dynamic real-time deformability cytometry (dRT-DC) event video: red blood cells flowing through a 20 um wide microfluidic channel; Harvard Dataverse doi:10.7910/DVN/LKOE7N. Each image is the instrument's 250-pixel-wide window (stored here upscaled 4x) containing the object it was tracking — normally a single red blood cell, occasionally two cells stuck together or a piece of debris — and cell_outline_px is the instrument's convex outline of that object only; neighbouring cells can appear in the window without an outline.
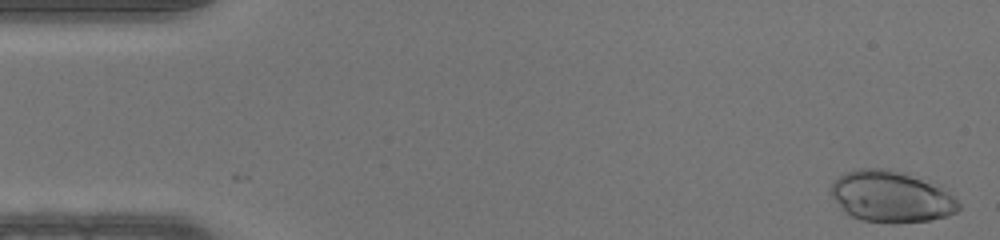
{"species": "human", "species_latin": "Homo sapiens", "temperature_condition": "warm", "stored_images_in_passage": 46, "camera_frame_rate_fps": 3000, "um_per_image_px": 0.085, "donor": {"sex": "male"}, "frame": {"image": 1, "passage_image": 1, "time_ms": 0.0, "image_size_px": [1000, 240], "cell_outline_px": [[960, 208], [956, 212], [948, 216], [928, 220], [896, 224], [860, 220], [844, 212], [832, 196], [832, 184], [840, 176], [848, 172], [860, 168], [888, 168], [908, 172], [940, 188], [952, 196], [960, 204]], "centroid_in_image_um": [75.75, 16.72], "position_along_channel_um": 9.3, "area_um2": 38.09}}
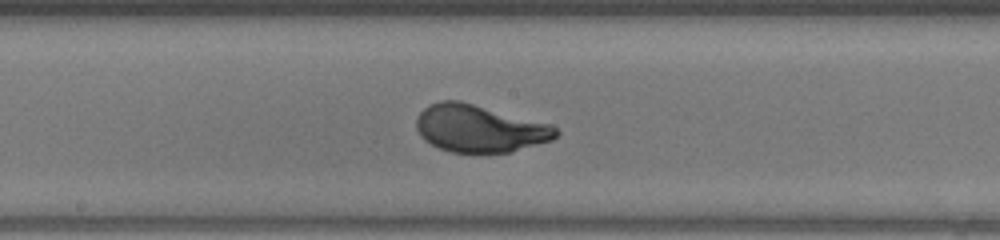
{"frame": {"image": 2, "passage_image": 24, "time_ms": 7.667, "image_size_px": [1000, 240], "cell_outline_px": [[560, 132], [552, 140], [512, 152], [448, 152], [424, 140], [420, 136], [416, 128], [416, 116], [428, 104], [440, 100], [460, 100], [548, 124], [556, 128]], "centroid_in_image_um": [40.71, 10.92], "position_along_channel_um": 207.5, "area_um2": 38.38}}
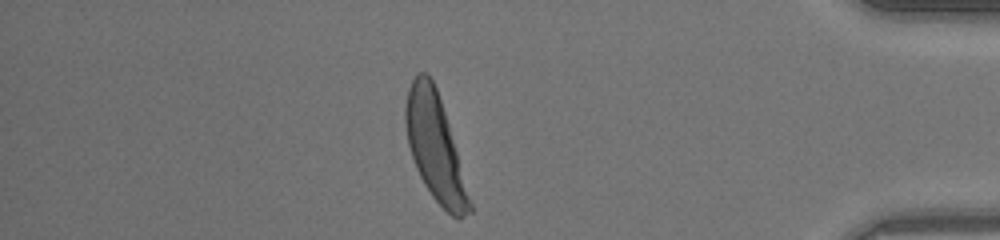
{"frame": {"image": 3, "passage_image": 40, "time_ms": 13.0, "image_size_px": [1000, 240], "cell_outline_px": [[472, 212], [460, 220], [452, 216], [432, 196], [424, 184], [416, 168], [408, 144], [404, 120], [404, 108], [408, 88], [412, 80], [420, 72], [424, 72], [432, 80], [436, 88], [448, 124], [472, 204]], "centroid_in_image_um": [36.96, 12.54], "position_along_channel_um": 398.2, "area_um2": 38.9}}